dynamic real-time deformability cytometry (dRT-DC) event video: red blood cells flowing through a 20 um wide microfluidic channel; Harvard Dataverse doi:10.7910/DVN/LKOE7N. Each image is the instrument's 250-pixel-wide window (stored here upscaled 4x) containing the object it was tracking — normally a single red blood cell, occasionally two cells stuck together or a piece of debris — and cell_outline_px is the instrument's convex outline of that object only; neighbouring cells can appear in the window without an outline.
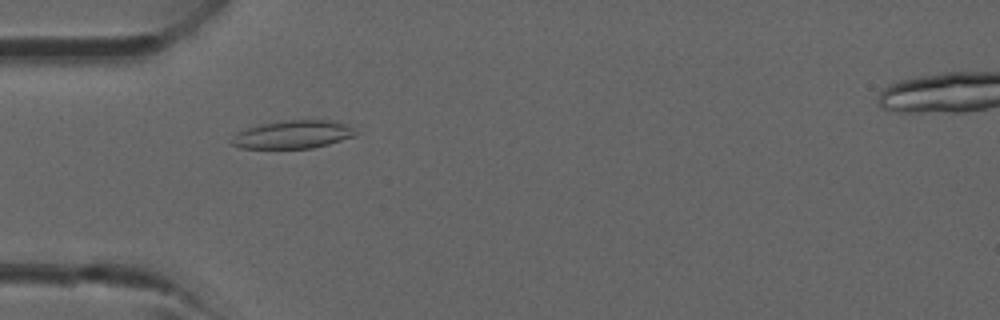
{"species": "common noctule bat (a hibernating species)", "species_latin": "Nyctalus noctula", "temperature_condition": "room temperature", "stored_images_in_passage": 31, "camera_frame_rate_fps": 3000, "um_per_image_px": 0.085, "animal": {"sex": "male", "forearm_length_mm": 52.5}, "frame": {"image": 1, "passage_image": 7, "time_ms": 2.0, "image_size_px": [1000, 320], "cell_outline_px": [[360, 132], [356, 136], [328, 144], [312, 148], [240, 148], [232, 144], [228, 140], [240, 132], [248, 128], [260, 124], [284, 120], [332, 120], [348, 124]], "centroid_in_image_um": [24.96, 11.42], "position_along_channel_um": 60.0, "area_um2": 20.4}}
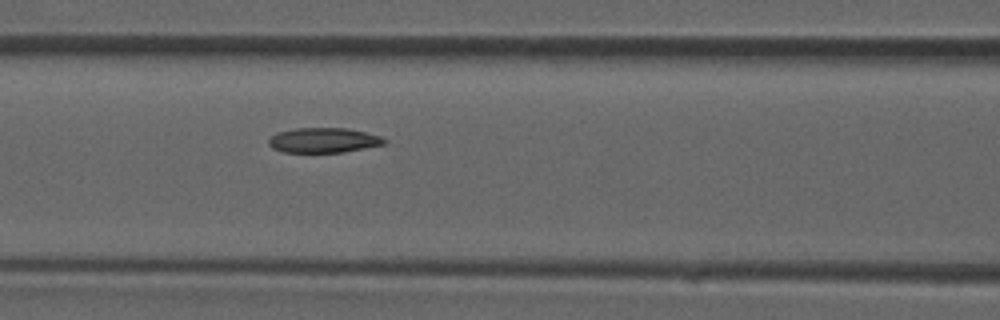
{"frame": {"image": 2, "passage_image": 12, "time_ms": 3.667, "image_size_px": [1000, 320], "cell_outline_px": [[388, 140], [384, 144], [344, 152], [284, 152], [272, 148], [268, 144], [268, 140], [276, 132], [296, 128], [348, 128], [380, 136]], "centroid_in_image_um": [27.48, 11.92], "position_along_channel_um": 139.1, "area_um2": 16.76}}
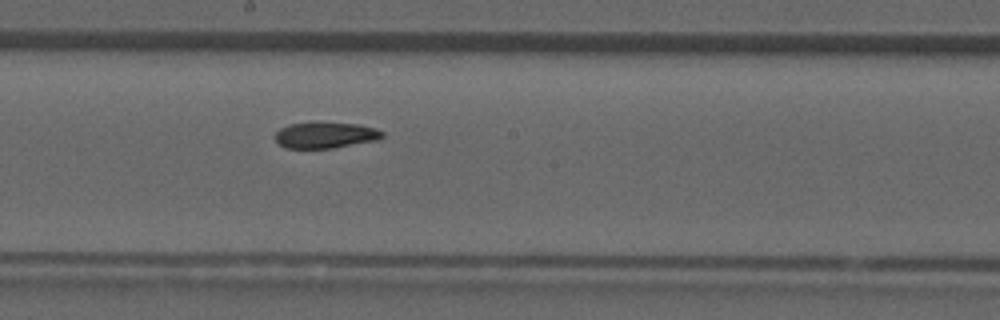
{"frame": {"image": 3, "passage_image": 17, "time_ms": 5.333, "image_size_px": [1000, 320], "cell_outline_px": [[384, 136], [380, 140], [332, 148], [288, 148], [280, 144], [272, 136], [280, 128], [292, 124], [360, 124], [376, 128], [384, 132]], "centroid_in_image_um": [27.71, 11.51], "position_along_channel_um": 220.5, "area_um2": 15.95}}